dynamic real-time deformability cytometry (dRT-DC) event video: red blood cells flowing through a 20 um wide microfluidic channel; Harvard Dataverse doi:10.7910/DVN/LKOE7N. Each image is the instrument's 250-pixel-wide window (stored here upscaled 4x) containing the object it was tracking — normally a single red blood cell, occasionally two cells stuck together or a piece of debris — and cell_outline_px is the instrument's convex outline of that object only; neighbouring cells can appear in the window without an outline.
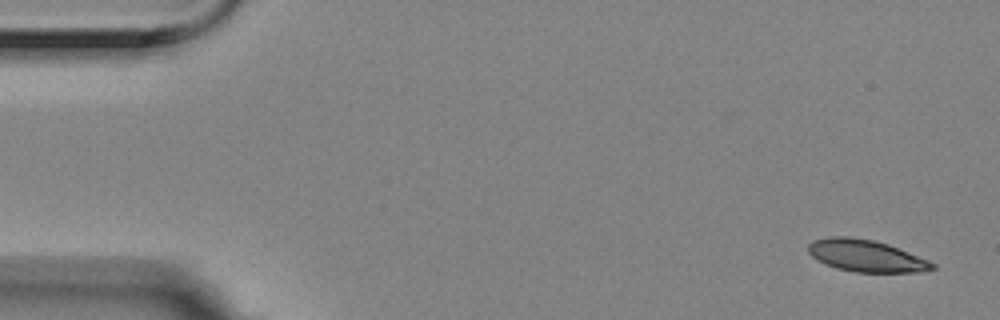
{"species": "Egyptian fruit bat (a non-hibernating species)", "species_latin": "Rousettus aegyptiacus", "temperature_condition": "room temperature", "stored_images_in_passage": 5, "camera_frame_rate_fps": 3000, "um_per_image_px": 0.085, "animal": {"sex": "female"}, "frame": {"image": 1, "passage_image": 1, "time_ms": 0.0, "image_size_px": [1000, 320], "cell_outline_px": [[936, 268], [920, 272], [856, 272], [836, 268], [812, 256], [808, 252], [808, 244], [812, 240], [828, 236], [848, 236], [872, 240], [888, 244], [928, 260], [936, 264]], "centroid_in_image_um": [73.61, 21.73], "position_along_channel_um": 11.4, "area_um2": 22.95}}
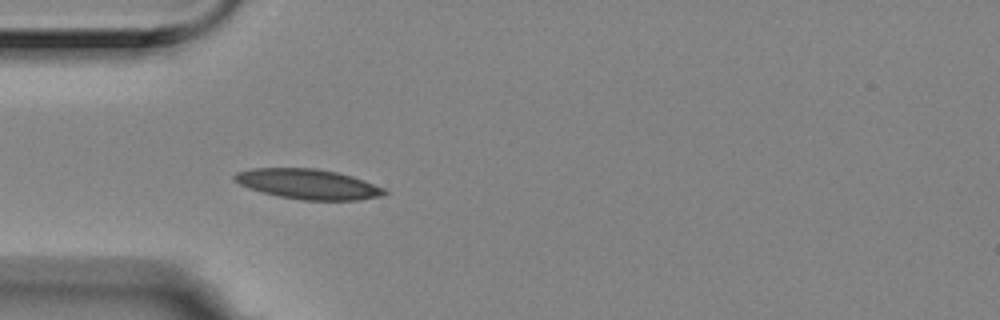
{"frame": {"image": 2, "passage_image": 5, "time_ms": 1.333, "image_size_px": [1000, 320], "cell_outline_px": [[388, 192], [380, 196], [360, 200], [300, 200], [280, 196], [264, 192], [240, 184], [232, 180], [232, 176], [236, 172], [252, 168], [316, 168], [336, 172], [352, 176], [364, 180], [384, 188]], "centroid_in_image_um": [26.19, 15.64], "position_along_channel_um": 58.8, "area_um2": 26.13}}